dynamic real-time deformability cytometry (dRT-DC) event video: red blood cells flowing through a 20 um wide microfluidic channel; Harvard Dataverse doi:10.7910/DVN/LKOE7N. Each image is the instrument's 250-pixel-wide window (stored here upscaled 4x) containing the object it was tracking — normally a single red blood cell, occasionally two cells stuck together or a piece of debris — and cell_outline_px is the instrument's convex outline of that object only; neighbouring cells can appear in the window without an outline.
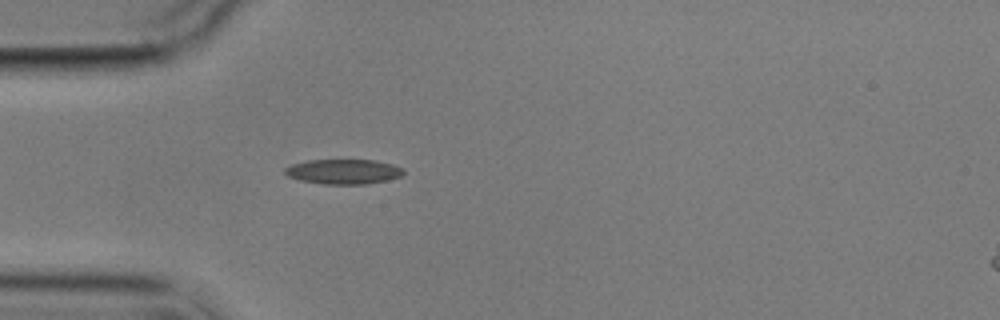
{"species": "common noctule bat (a hibernating species)", "species_latin": "Nyctalus noctula", "temperature_condition": "cold", "stored_images_in_passage": 1, "camera_frame_rate_fps": 3000, "um_per_image_px": 0.085, "animal": {"sex": "male", "body_mass_g": 17.9}, "frame": {"image": 1, "passage_image": 1, "time_ms": 0.0, "image_size_px": [1000, 320], "cell_outline_px": [[404, 172], [400, 176], [388, 180], [364, 184], [324, 184], [300, 180], [288, 176], [284, 172], [284, 168], [292, 164], [308, 160], [376, 160], [392, 164], [404, 168]], "centroid_in_image_um": [29.2, 14.58], "position_along_channel_um": 55.8, "area_um2": 17.17}}